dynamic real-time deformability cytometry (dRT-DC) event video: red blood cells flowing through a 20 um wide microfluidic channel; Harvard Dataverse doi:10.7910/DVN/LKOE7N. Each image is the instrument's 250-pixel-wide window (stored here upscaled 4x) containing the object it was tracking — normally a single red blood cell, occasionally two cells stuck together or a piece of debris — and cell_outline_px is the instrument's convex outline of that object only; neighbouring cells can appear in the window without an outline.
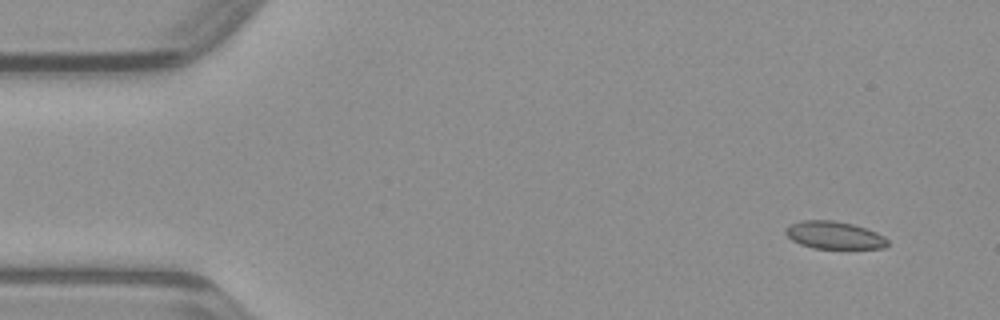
{"species": "common noctule bat (a hibernating species)", "species_latin": "Nyctalus noctula", "temperature_condition": "warm", "stored_images_in_passage": 46, "segment_of_instrument_passage": [1, 2], "camera_frame_rate_fps": 3000, "um_per_image_px": 0.085, "animal": {"sex": "male", "body_mass_g": 23.1, "forearm_length_mm": 52.7}, "frame": {"image": 1, "passage_image": 1, "time_ms": 0.0, "image_size_px": [1000, 320], "cell_outline_px": [[888, 244], [884, 248], [812, 248], [800, 244], [792, 240], [784, 232], [784, 228], [788, 224], [800, 220], [832, 220], [852, 224], [876, 232], [884, 236], [888, 240]], "centroid_in_image_um": [70.86, 19.98], "position_along_channel_um": 14.1, "area_um2": 16.42}}
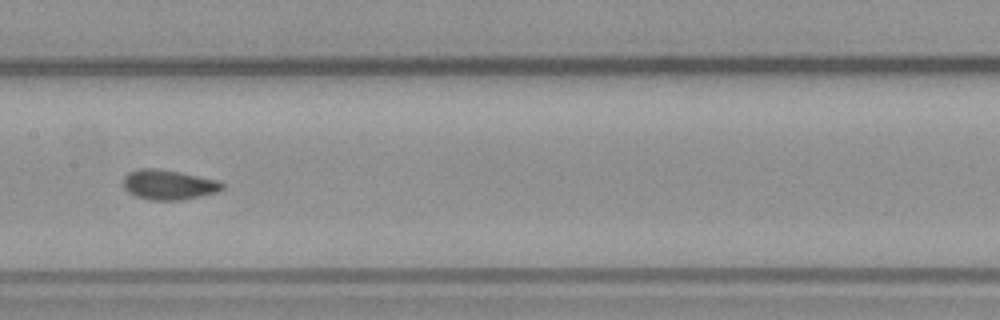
{"frame": {"image": 2, "passage_image": 21, "time_ms": 6.667, "image_size_px": [1000, 320], "cell_outline_px": [[224, 188], [216, 192], [200, 196], [180, 200], [152, 200], [136, 196], [128, 192], [124, 188], [124, 176], [128, 172], [140, 168], [156, 168], [180, 172], [220, 180], [224, 184]], "centroid_in_image_um": [14.34, 15.69], "position_along_channel_um": 193.1, "area_um2": 17.28}}
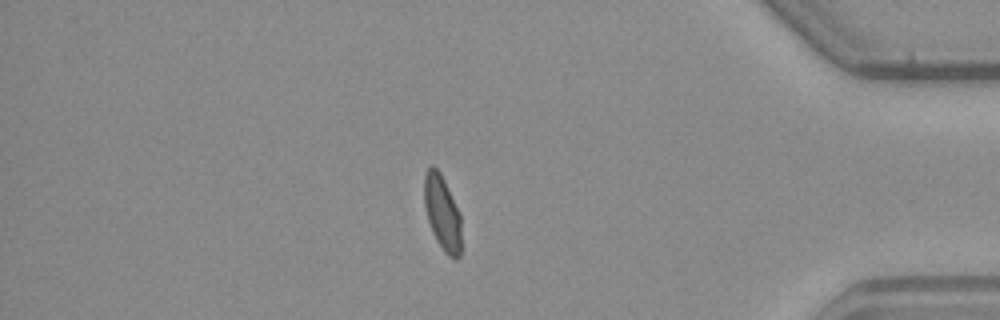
{"frame": {"image": 3, "passage_image": 38, "time_ms": 12.333, "image_size_px": [1000, 320], "cell_outline_px": [[460, 256], [456, 260], [448, 256], [444, 252], [436, 240], [432, 232], [428, 220], [424, 204], [424, 176], [428, 168], [432, 164], [440, 172], [460, 212]], "centroid_in_image_um": [37.59, 18.1], "position_along_channel_um": 397.6, "area_um2": 16.18}}